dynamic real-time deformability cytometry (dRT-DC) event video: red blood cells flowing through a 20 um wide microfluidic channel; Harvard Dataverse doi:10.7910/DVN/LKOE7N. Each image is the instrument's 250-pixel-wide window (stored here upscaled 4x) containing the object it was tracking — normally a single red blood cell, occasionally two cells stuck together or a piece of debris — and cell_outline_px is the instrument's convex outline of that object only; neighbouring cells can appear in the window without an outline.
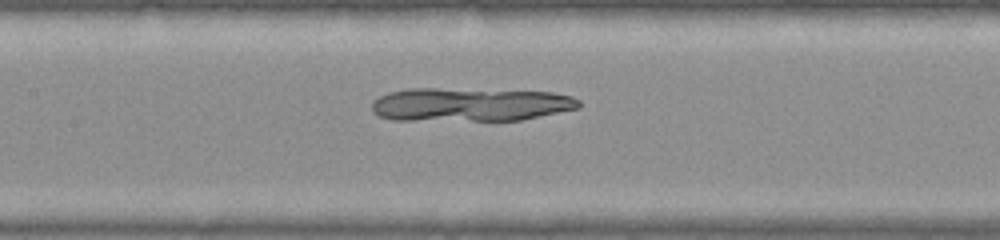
{"species": "common noctule bat (a hibernating species)", "species_latin": "Nyctalus noctula", "temperature_condition": "warm", "stored_images_in_passage": 27, "segment_of_instrument_passage": [2, 2], "camera_frame_rate_fps": 3000, "um_per_image_px": 0.085, "animal": {"sex": "female", "body_mass_g": 22.0, "forearm_length_mm": 56.7}, "frame": {"image": 1, "passage_image": 12, "time_ms": 3.667, "image_size_px": [1000, 240], "cell_outline_px": [[580, 104], [572, 108], [516, 120], [480, 120], [492, 96], [508, 92], [540, 92], [564, 96]], "centroid_in_image_um": [44.61, 8.97], "position_along_channel_um": 162.8, "area_um2": 14.1}}
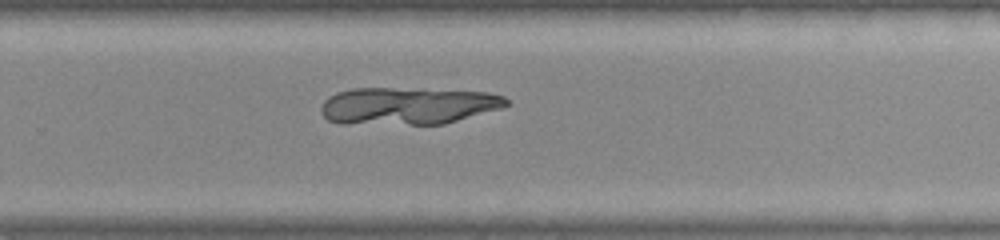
{"frame": {"image": 2, "passage_image": 22, "time_ms": 7.0, "image_size_px": [1000, 240], "cell_outline_px": [[508, 104], [452, 120], [436, 124], [416, 124], [408, 120], [408, 116], [432, 96], [444, 92], [472, 92], [500, 96], [508, 100]], "centroid_in_image_um": [38.61, 9.08], "position_along_channel_um": 291.2, "area_um2": 14.57}}
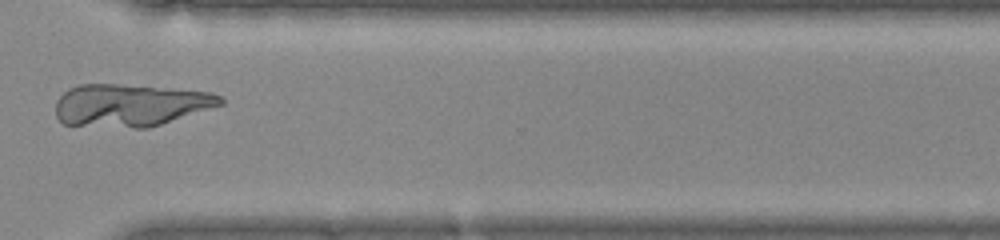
{"frame": {"image": 3, "passage_image": 27, "time_ms": 8.667, "image_size_px": [1000, 240], "cell_outline_px": [[220, 100], [216, 104], [156, 124], [128, 124], [156, 92], [196, 92], [216, 96]], "centroid_in_image_um": [14.64, 9.05], "position_along_channel_um": 356.0, "area_um2": 12.6}}